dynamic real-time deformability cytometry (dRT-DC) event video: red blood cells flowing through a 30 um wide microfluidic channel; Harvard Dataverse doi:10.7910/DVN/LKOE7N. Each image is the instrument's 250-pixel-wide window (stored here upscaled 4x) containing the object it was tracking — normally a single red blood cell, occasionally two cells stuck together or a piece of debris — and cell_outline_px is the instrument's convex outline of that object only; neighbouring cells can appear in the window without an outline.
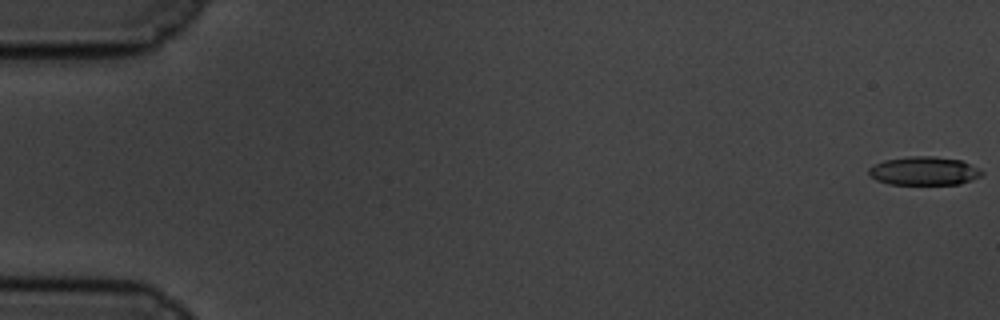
{"species": "common noctule bat (a hibernating species)", "species_latin": "Nyctalus noctula", "temperature_condition": "cold", "stored_images_in_passage": 60, "camera_frame_rate_fps": 3000, "um_per_image_px": 0.085, "animal": {"sex": "male", "body_mass_g": 19.5, "forearm_length_mm": 54.6}, "frame": {"image": 1, "passage_image": 1, "time_ms": 0.0, "image_size_px": [1000, 320], "cell_outline_px": [[984, 172], [980, 176], [972, 180], [960, 184], [888, 184], [876, 180], [868, 172], [868, 168], [884, 160], [908, 156], [936, 156], [960, 160]], "centroid_in_image_um": [78.52, 14.53], "position_along_channel_um": 6.5, "area_um2": 18.67}}
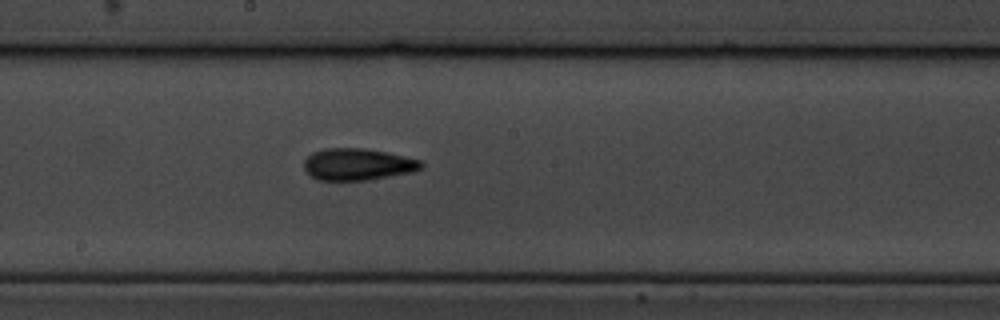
{"frame": {"image": 2, "passage_image": 33, "time_ms": 10.667, "image_size_px": [1000, 320], "cell_outline_px": [[424, 168], [412, 172], [368, 180], [316, 180], [304, 168], [304, 160], [312, 152], [328, 148], [364, 148], [388, 152], [420, 160], [424, 164]], "centroid_in_image_um": [30.43, 13.96], "position_along_channel_um": 217.8, "area_um2": 21.79}}
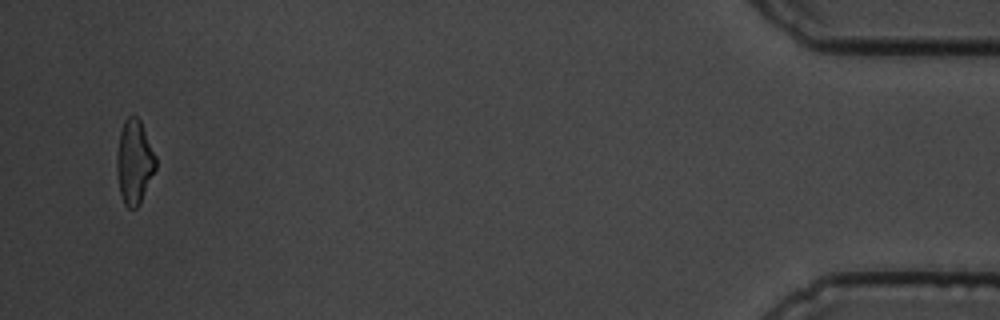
{"frame": {"image": 3, "passage_image": 58, "time_ms": 19.0, "image_size_px": [1000, 320], "cell_outline_px": [[156, 168], [140, 204], [136, 208], [128, 208], [124, 204], [120, 192], [116, 172], [116, 156], [120, 132], [124, 120], [128, 116], [136, 116], [140, 120], [156, 156]], "centroid_in_image_um": [11.41, 13.77], "position_along_channel_um": 423.8, "area_um2": 19.13}, "authors_computed_cell_mechanics": {"area_um2": 20.2878, "velocity_mm_per_s": 3.4223, "shape_relaxation_time_tau1_ms": 4.338, "shape_relaxation_time_tau2_ms": 4.7944, "deformation_change_tau1": 0.1522, "deformation_change_tau2": 0.1488}}